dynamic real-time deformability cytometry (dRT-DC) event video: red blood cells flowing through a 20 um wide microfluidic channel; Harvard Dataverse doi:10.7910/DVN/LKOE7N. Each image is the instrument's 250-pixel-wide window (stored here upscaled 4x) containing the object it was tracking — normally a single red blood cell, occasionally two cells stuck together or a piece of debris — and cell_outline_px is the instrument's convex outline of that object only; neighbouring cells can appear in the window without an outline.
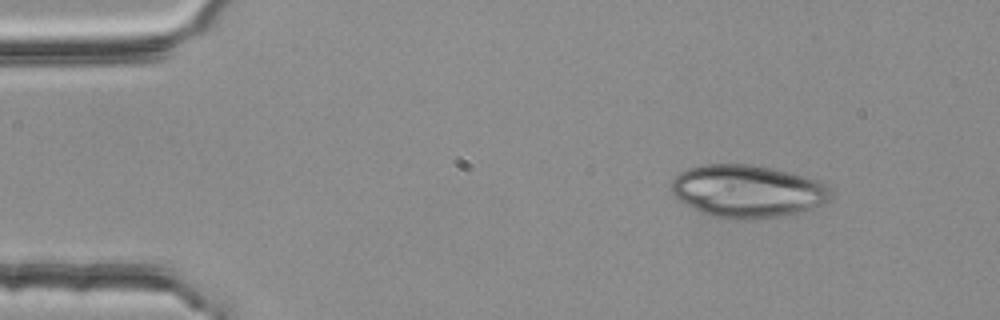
{"species": "common noctule bat (a hibernating species)", "species_latin": "Nyctalus noctula", "temperature_condition": "room temperature", "stored_images_in_passage": 48, "camera_frame_rate_fps": 3000, "um_per_image_px": 0.085, "animal": {"sex": "female", "body_mass_g": 25.1}, "frame": {"image": 1, "passage_image": 1, "time_ms": 0.0, "image_size_px": [1000, 320], "cell_outline_px": [[836, 192], [828, 200], [812, 212], [748, 220], [736, 220], [712, 216], [700, 212], [692, 208], [680, 200], [672, 192], [672, 180], [680, 172], [688, 168], [704, 164], [748, 164], [788, 172], [816, 180], [832, 188]], "centroid_in_image_um": [63.6, 16.28], "position_along_channel_um": 21.4, "area_um2": 49.36}}
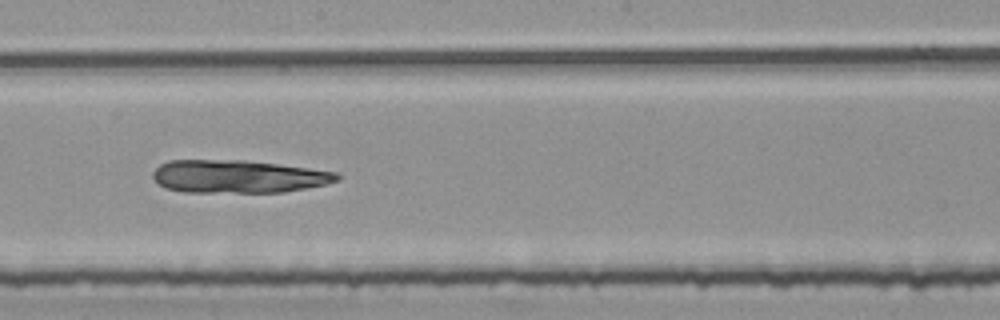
{"frame": {"image": 2, "passage_image": 24, "time_ms": 7.667, "image_size_px": [1000, 320], "cell_outline_px": [[344, 176], [340, 180], [328, 184], [284, 192], [184, 192], [164, 188], [152, 176], [152, 172], [160, 164], [168, 160], [244, 160], [340, 172]], "centroid_in_image_um": [20.29, 15.0], "position_along_channel_um": 227.9, "area_um2": 35.55}}
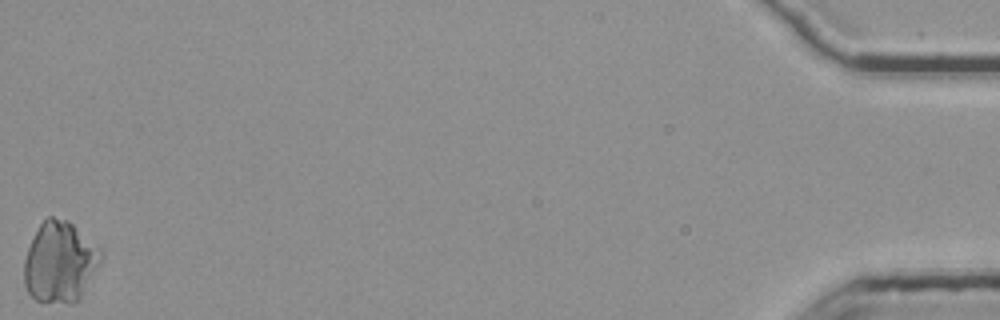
{"frame": {"image": 3, "passage_image": 48, "time_ms": 15.667, "image_size_px": [1000, 320], "cell_outline_px": [[104, 256], [100, 264], [80, 296], [72, 304], [68, 304], [36, 300], [28, 292], [24, 284], [24, 260], [28, 248], [40, 224], [48, 216], [52, 216], [68, 220], [100, 248], [104, 252]], "centroid_in_image_um": [5.1, 22.27], "position_along_channel_um": 430.1, "area_um2": 36.07}}